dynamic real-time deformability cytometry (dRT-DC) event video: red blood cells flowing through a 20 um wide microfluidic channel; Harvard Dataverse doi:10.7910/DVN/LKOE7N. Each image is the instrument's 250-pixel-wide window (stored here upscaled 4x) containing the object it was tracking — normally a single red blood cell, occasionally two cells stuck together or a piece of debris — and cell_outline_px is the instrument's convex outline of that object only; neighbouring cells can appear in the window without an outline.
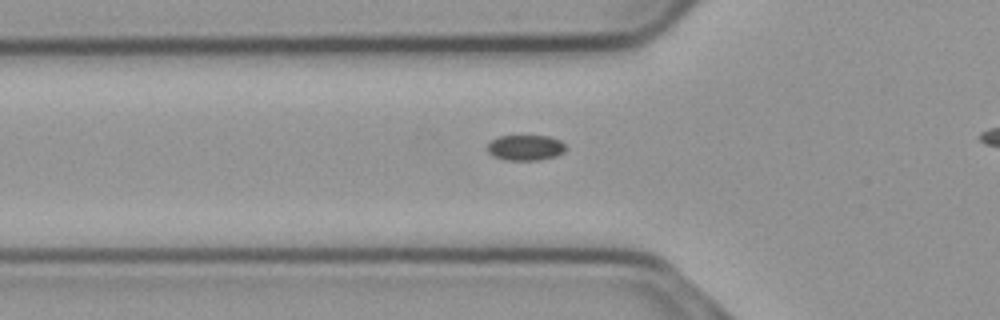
{"species": "common noctule bat (a hibernating species)", "species_latin": "Nyctalus noctula", "temperature_condition": "cold", "stored_images_in_passage": 42, "camera_frame_rate_fps": 3000, "um_per_image_px": 0.085, "animal": {"sex": "male", "body_mass_g": 23.1, "forearm_length_mm": 52.7}, "frame": {"image": 1, "passage_image": 13, "time_ms": 4.0, "image_size_px": [1000, 320], "cell_outline_px": [[564, 152], [556, 156], [540, 160], [508, 160], [492, 156], [488, 152], [488, 144], [492, 140], [500, 136], [548, 136], [560, 140], [564, 144]], "centroid_in_image_um": [44.66, 12.56], "position_along_channel_um": 81.1, "area_um2": 11.56}}
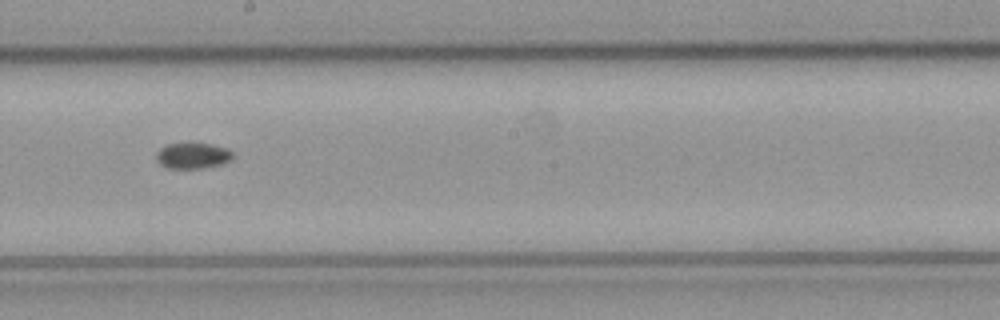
{"frame": {"image": 2, "passage_image": 25, "time_ms": 8.0, "image_size_px": [1000, 320], "cell_outline_px": [[232, 160], [220, 164], [204, 168], [168, 168], [160, 164], [156, 160], [156, 152], [160, 148], [168, 144], [208, 144], [224, 148], [232, 152]], "centroid_in_image_um": [16.34, 13.25], "position_along_channel_um": 231.9, "area_um2": 11.27}}
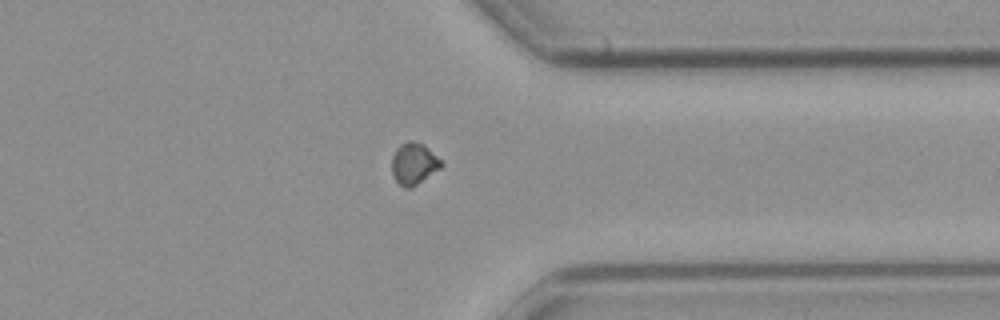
{"frame": {"image": 3, "passage_image": 37, "time_ms": 12.0, "image_size_px": [1000, 320], "cell_outline_px": [[444, 164], [440, 168], [412, 188], [404, 188], [396, 180], [392, 172], [392, 156], [396, 148], [400, 144], [408, 140], [412, 140], [424, 144]], "centroid_in_image_um": [35.16, 13.9], "position_along_channel_um": 376.2, "area_um2": 11.96}, "authors_computed_cell_mechanics": {"area_um2": 11.6756, "velocity_mm_per_s": 3.7279, "shape_relaxation_time_tau1_ms": null, "shape_relaxation_time_tau2_ms": 9.0843, "deformation_change_tau1": null, "deformation_change_tau2": 0.0693}}